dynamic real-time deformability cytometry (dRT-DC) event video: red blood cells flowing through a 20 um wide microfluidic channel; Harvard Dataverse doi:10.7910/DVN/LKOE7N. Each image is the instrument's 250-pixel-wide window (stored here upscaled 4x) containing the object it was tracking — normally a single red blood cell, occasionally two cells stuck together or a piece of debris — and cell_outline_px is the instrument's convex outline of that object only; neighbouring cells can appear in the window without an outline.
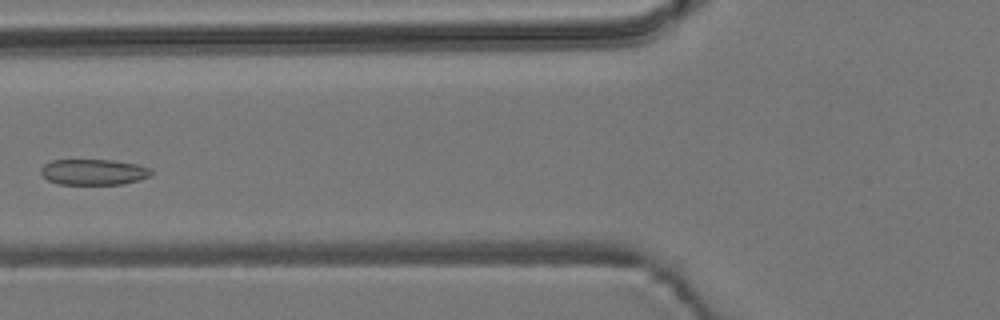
{"species": "common noctule bat (a hibernating species)", "species_latin": "Nyctalus noctula", "temperature_condition": "room temperature", "stored_images_in_passage": 5, "camera_frame_rate_fps": 3000, "um_per_image_px": 0.085, "animal": {"sex": "male", "body_mass_g": 19.2, "forearm_length_mm": 51.8}, "frame": {"image": 1, "passage_image": 4, "time_ms": 1.0, "image_size_px": [1000, 320], "cell_outline_px": [[152, 172], [148, 176], [140, 180], [124, 184], [60, 184], [48, 180], [40, 172], [40, 168], [44, 164], [52, 160], [112, 160], [136, 164], [152, 168]], "centroid_in_image_um": [7.96, 14.62], "position_along_channel_um": 117.8, "area_um2": 16.59}}
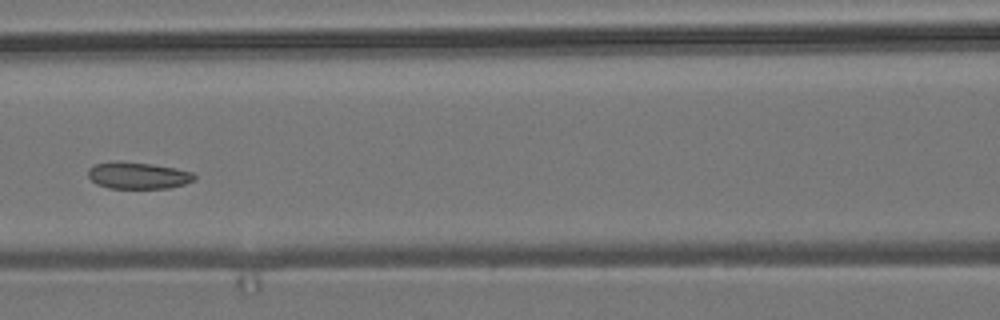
{"frame": {"image": 2, "passage_image": 5, "time_ms": 1.333, "image_size_px": [1000, 320], "cell_outline_px": [[196, 180], [184, 184], [168, 188], [108, 188], [96, 184], [88, 176], [88, 168], [96, 164], [152, 164], [176, 168], [192, 172], [196, 176]], "centroid_in_image_um": [11.8, 14.96], "position_along_channel_um": 154.8, "area_um2": 15.9}}